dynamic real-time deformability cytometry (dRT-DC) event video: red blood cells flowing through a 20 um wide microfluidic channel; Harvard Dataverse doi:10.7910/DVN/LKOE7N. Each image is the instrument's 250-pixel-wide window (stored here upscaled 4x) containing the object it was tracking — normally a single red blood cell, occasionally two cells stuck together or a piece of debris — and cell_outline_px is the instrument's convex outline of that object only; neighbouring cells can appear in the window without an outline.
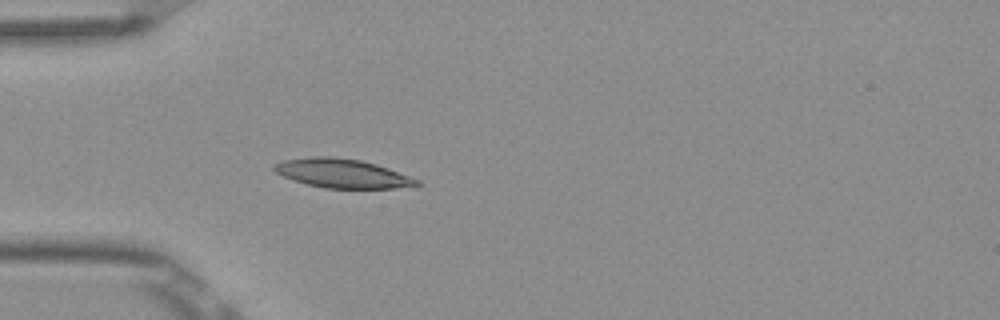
{"species": "Egyptian fruit bat (a non-hibernating species)", "species_latin": "Rousettus aegyptiacus", "temperature_condition": "room temperature", "stored_images_in_passage": 4, "camera_frame_rate_fps": 3000, "um_per_image_px": 0.085, "frame": {"image": 1, "passage_image": 4, "time_ms": 1.0, "image_size_px": [1000, 320], "cell_outline_px": [[420, 184], [392, 188], [324, 188], [308, 184], [284, 176], [276, 172], [272, 168], [272, 164], [284, 160], [312, 156], [332, 156], [360, 160], [376, 164], [388, 168], [420, 180]], "centroid_in_image_um": [29.07, 14.72], "position_along_channel_um": 55.9, "area_um2": 23.81}}